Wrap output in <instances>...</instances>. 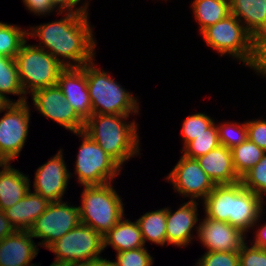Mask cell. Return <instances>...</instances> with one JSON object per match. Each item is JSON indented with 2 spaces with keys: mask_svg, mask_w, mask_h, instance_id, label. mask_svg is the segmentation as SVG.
<instances>
[{
  "mask_svg": "<svg viewBox=\"0 0 266 266\" xmlns=\"http://www.w3.org/2000/svg\"><path fill=\"white\" fill-rule=\"evenodd\" d=\"M64 14L57 21L30 27L28 37H38L40 43L35 46L46 50L65 68L82 67L92 62L96 54L97 42L88 20L89 14Z\"/></svg>",
  "mask_w": 266,
  "mask_h": 266,
  "instance_id": "obj_1",
  "label": "cell"
},
{
  "mask_svg": "<svg viewBox=\"0 0 266 266\" xmlns=\"http://www.w3.org/2000/svg\"><path fill=\"white\" fill-rule=\"evenodd\" d=\"M206 217L224 221L247 234L260 222L265 201L245 188L242 182L216 185L202 201Z\"/></svg>",
  "mask_w": 266,
  "mask_h": 266,
  "instance_id": "obj_2",
  "label": "cell"
},
{
  "mask_svg": "<svg viewBox=\"0 0 266 266\" xmlns=\"http://www.w3.org/2000/svg\"><path fill=\"white\" fill-rule=\"evenodd\" d=\"M130 115L92 114L84 132L121 167L130 158L140 155L138 124L126 122Z\"/></svg>",
  "mask_w": 266,
  "mask_h": 266,
  "instance_id": "obj_3",
  "label": "cell"
},
{
  "mask_svg": "<svg viewBox=\"0 0 266 266\" xmlns=\"http://www.w3.org/2000/svg\"><path fill=\"white\" fill-rule=\"evenodd\" d=\"M94 62L86 64L87 88L93 114L137 115L140 104L134 94L125 90L107 71L96 67Z\"/></svg>",
  "mask_w": 266,
  "mask_h": 266,
  "instance_id": "obj_4",
  "label": "cell"
},
{
  "mask_svg": "<svg viewBox=\"0 0 266 266\" xmlns=\"http://www.w3.org/2000/svg\"><path fill=\"white\" fill-rule=\"evenodd\" d=\"M201 34L213 51L222 56L231 55L247 67L254 66L257 56L254 37L233 14L207 27Z\"/></svg>",
  "mask_w": 266,
  "mask_h": 266,
  "instance_id": "obj_5",
  "label": "cell"
},
{
  "mask_svg": "<svg viewBox=\"0 0 266 266\" xmlns=\"http://www.w3.org/2000/svg\"><path fill=\"white\" fill-rule=\"evenodd\" d=\"M112 183L84 186L81 194V223L93 228L102 237L125 215L121 196Z\"/></svg>",
  "mask_w": 266,
  "mask_h": 266,
  "instance_id": "obj_6",
  "label": "cell"
},
{
  "mask_svg": "<svg viewBox=\"0 0 266 266\" xmlns=\"http://www.w3.org/2000/svg\"><path fill=\"white\" fill-rule=\"evenodd\" d=\"M27 42L14 58L25 95L57 85L59 74L65 68L46 50Z\"/></svg>",
  "mask_w": 266,
  "mask_h": 266,
  "instance_id": "obj_7",
  "label": "cell"
},
{
  "mask_svg": "<svg viewBox=\"0 0 266 266\" xmlns=\"http://www.w3.org/2000/svg\"><path fill=\"white\" fill-rule=\"evenodd\" d=\"M73 134L82 138L74 168L79 185L101 186L114 181L122 167L84 131Z\"/></svg>",
  "mask_w": 266,
  "mask_h": 266,
  "instance_id": "obj_8",
  "label": "cell"
},
{
  "mask_svg": "<svg viewBox=\"0 0 266 266\" xmlns=\"http://www.w3.org/2000/svg\"><path fill=\"white\" fill-rule=\"evenodd\" d=\"M55 260L65 262L95 261L102 258L103 237L88 225L80 223L48 248Z\"/></svg>",
  "mask_w": 266,
  "mask_h": 266,
  "instance_id": "obj_9",
  "label": "cell"
},
{
  "mask_svg": "<svg viewBox=\"0 0 266 266\" xmlns=\"http://www.w3.org/2000/svg\"><path fill=\"white\" fill-rule=\"evenodd\" d=\"M81 223L79 206L68 202H51L45 212L35 220L29 232L33 238L42 239L38 246L46 249Z\"/></svg>",
  "mask_w": 266,
  "mask_h": 266,
  "instance_id": "obj_10",
  "label": "cell"
},
{
  "mask_svg": "<svg viewBox=\"0 0 266 266\" xmlns=\"http://www.w3.org/2000/svg\"><path fill=\"white\" fill-rule=\"evenodd\" d=\"M27 103H11L0 118V160L7 163L19 157L27 142L31 120Z\"/></svg>",
  "mask_w": 266,
  "mask_h": 266,
  "instance_id": "obj_11",
  "label": "cell"
},
{
  "mask_svg": "<svg viewBox=\"0 0 266 266\" xmlns=\"http://www.w3.org/2000/svg\"><path fill=\"white\" fill-rule=\"evenodd\" d=\"M165 180L173 184L175 192L190 198V201L204 200L216 186L197 159L185 155L180 157Z\"/></svg>",
  "mask_w": 266,
  "mask_h": 266,
  "instance_id": "obj_12",
  "label": "cell"
},
{
  "mask_svg": "<svg viewBox=\"0 0 266 266\" xmlns=\"http://www.w3.org/2000/svg\"><path fill=\"white\" fill-rule=\"evenodd\" d=\"M31 95L32 105L44 117L55 121L71 133L84 130L85 122L65 100L58 85L36 90Z\"/></svg>",
  "mask_w": 266,
  "mask_h": 266,
  "instance_id": "obj_13",
  "label": "cell"
},
{
  "mask_svg": "<svg viewBox=\"0 0 266 266\" xmlns=\"http://www.w3.org/2000/svg\"><path fill=\"white\" fill-rule=\"evenodd\" d=\"M63 149L38 167L34 178V193L41 195L51 202L61 201L64 198L66 188L71 175L63 157Z\"/></svg>",
  "mask_w": 266,
  "mask_h": 266,
  "instance_id": "obj_14",
  "label": "cell"
},
{
  "mask_svg": "<svg viewBox=\"0 0 266 266\" xmlns=\"http://www.w3.org/2000/svg\"><path fill=\"white\" fill-rule=\"evenodd\" d=\"M198 226L197 238L207 252H239L246 234L239 228L224 221H216L205 216Z\"/></svg>",
  "mask_w": 266,
  "mask_h": 266,
  "instance_id": "obj_15",
  "label": "cell"
},
{
  "mask_svg": "<svg viewBox=\"0 0 266 266\" xmlns=\"http://www.w3.org/2000/svg\"><path fill=\"white\" fill-rule=\"evenodd\" d=\"M57 85L65 100L85 122L93 114L87 88L86 64L82 67L64 68L59 74Z\"/></svg>",
  "mask_w": 266,
  "mask_h": 266,
  "instance_id": "obj_16",
  "label": "cell"
},
{
  "mask_svg": "<svg viewBox=\"0 0 266 266\" xmlns=\"http://www.w3.org/2000/svg\"><path fill=\"white\" fill-rule=\"evenodd\" d=\"M182 205V206H181ZM176 211L166 208V239L168 245L187 247L194 239L193 228L198 233V203L197 201L184 202ZM192 233V234H191Z\"/></svg>",
  "mask_w": 266,
  "mask_h": 266,
  "instance_id": "obj_17",
  "label": "cell"
},
{
  "mask_svg": "<svg viewBox=\"0 0 266 266\" xmlns=\"http://www.w3.org/2000/svg\"><path fill=\"white\" fill-rule=\"evenodd\" d=\"M39 248L29 231H15L0 242V266H28Z\"/></svg>",
  "mask_w": 266,
  "mask_h": 266,
  "instance_id": "obj_18",
  "label": "cell"
},
{
  "mask_svg": "<svg viewBox=\"0 0 266 266\" xmlns=\"http://www.w3.org/2000/svg\"><path fill=\"white\" fill-rule=\"evenodd\" d=\"M196 159L215 185H229L241 181L233 165L231 149L223 145Z\"/></svg>",
  "mask_w": 266,
  "mask_h": 266,
  "instance_id": "obj_19",
  "label": "cell"
},
{
  "mask_svg": "<svg viewBox=\"0 0 266 266\" xmlns=\"http://www.w3.org/2000/svg\"><path fill=\"white\" fill-rule=\"evenodd\" d=\"M49 204L48 200L30 189L19 202L4 210V213L16 231H29Z\"/></svg>",
  "mask_w": 266,
  "mask_h": 266,
  "instance_id": "obj_20",
  "label": "cell"
},
{
  "mask_svg": "<svg viewBox=\"0 0 266 266\" xmlns=\"http://www.w3.org/2000/svg\"><path fill=\"white\" fill-rule=\"evenodd\" d=\"M0 170V209L6 210L19 202L30 190V178L5 163Z\"/></svg>",
  "mask_w": 266,
  "mask_h": 266,
  "instance_id": "obj_21",
  "label": "cell"
},
{
  "mask_svg": "<svg viewBox=\"0 0 266 266\" xmlns=\"http://www.w3.org/2000/svg\"><path fill=\"white\" fill-rule=\"evenodd\" d=\"M111 245L116 252L145 247L137 221L125 216L103 236V248Z\"/></svg>",
  "mask_w": 266,
  "mask_h": 266,
  "instance_id": "obj_22",
  "label": "cell"
},
{
  "mask_svg": "<svg viewBox=\"0 0 266 266\" xmlns=\"http://www.w3.org/2000/svg\"><path fill=\"white\" fill-rule=\"evenodd\" d=\"M230 13L255 37L266 23V0H230Z\"/></svg>",
  "mask_w": 266,
  "mask_h": 266,
  "instance_id": "obj_23",
  "label": "cell"
},
{
  "mask_svg": "<svg viewBox=\"0 0 266 266\" xmlns=\"http://www.w3.org/2000/svg\"><path fill=\"white\" fill-rule=\"evenodd\" d=\"M193 15L200 33L230 15V0H193Z\"/></svg>",
  "mask_w": 266,
  "mask_h": 266,
  "instance_id": "obj_24",
  "label": "cell"
},
{
  "mask_svg": "<svg viewBox=\"0 0 266 266\" xmlns=\"http://www.w3.org/2000/svg\"><path fill=\"white\" fill-rule=\"evenodd\" d=\"M144 245L150 241L156 245H167L166 239V207L146 212L137 220Z\"/></svg>",
  "mask_w": 266,
  "mask_h": 266,
  "instance_id": "obj_25",
  "label": "cell"
},
{
  "mask_svg": "<svg viewBox=\"0 0 266 266\" xmlns=\"http://www.w3.org/2000/svg\"><path fill=\"white\" fill-rule=\"evenodd\" d=\"M0 94L7 98L11 103L26 102L28 98L20 84L15 59L3 55H0ZM6 94H13L20 97L15 102V100L13 101V99H9Z\"/></svg>",
  "mask_w": 266,
  "mask_h": 266,
  "instance_id": "obj_26",
  "label": "cell"
},
{
  "mask_svg": "<svg viewBox=\"0 0 266 266\" xmlns=\"http://www.w3.org/2000/svg\"><path fill=\"white\" fill-rule=\"evenodd\" d=\"M231 153L235 171L242 178L266 152L247 138L240 145L233 147Z\"/></svg>",
  "mask_w": 266,
  "mask_h": 266,
  "instance_id": "obj_27",
  "label": "cell"
},
{
  "mask_svg": "<svg viewBox=\"0 0 266 266\" xmlns=\"http://www.w3.org/2000/svg\"><path fill=\"white\" fill-rule=\"evenodd\" d=\"M28 31L18 25L0 21V55L15 58L22 45L27 41Z\"/></svg>",
  "mask_w": 266,
  "mask_h": 266,
  "instance_id": "obj_28",
  "label": "cell"
},
{
  "mask_svg": "<svg viewBox=\"0 0 266 266\" xmlns=\"http://www.w3.org/2000/svg\"><path fill=\"white\" fill-rule=\"evenodd\" d=\"M220 145L217 124L214 123L211 127L205 130V133L200 134L194 140L190 141L182 148L183 155L189 158H198L204 156L212 149Z\"/></svg>",
  "mask_w": 266,
  "mask_h": 266,
  "instance_id": "obj_29",
  "label": "cell"
},
{
  "mask_svg": "<svg viewBox=\"0 0 266 266\" xmlns=\"http://www.w3.org/2000/svg\"><path fill=\"white\" fill-rule=\"evenodd\" d=\"M205 112L196 113L189 115L183 121L181 132L183 148L192 140H194L200 134L205 133L209 127H211L215 122L214 120L204 114Z\"/></svg>",
  "mask_w": 266,
  "mask_h": 266,
  "instance_id": "obj_30",
  "label": "cell"
},
{
  "mask_svg": "<svg viewBox=\"0 0 266 266\" xmlns=\"http://www.w3.org/2000/svg\"><path fill=\"white\" fill-rule=\"evenodd\" d=\"M220 145L232 149L247 139L246 122H221L217 125Z\"/></svg>",
  "mask_w": 266,
  "mask_h": 266,
  "instance_id": "obj_31",
  "label": "cell"
},
{
  "mask_svg": "<svg viewBox=\"0 0 266 266\" xmlns=\"http://www.w3.org/2000/svg\"><path fill=\"white\" fill-rule=\"evenodd\" d=\"M245 188L257 194L264 200L266 195V153L242 178Z\"/></svg>",
  "mask_w": 266,
  "mask_h": 266,
  "instance_id": "obj_32",
  "label": "cell"
},
{
  "mask_svg": "<svg viewBox=\"0 0 266 266\" xmlns=\"http://www.w3.org/2000/svg\"><path fill=\"white\" fill-rule=\"evenodd\" d=\"M154 258L150 255L146 247L117 252V266H152Z\"/></svg>",
  "mask_w": 266,
  "mask_h": 266,
  "instance_id": "obj_33",
  "label": "cell"
},
{
  "mask_svg": "<svg viewBox=\"0 0 266 266\" xmlns=\"http://www.w3.org/2000/svg\"><path fill=\"white\" fill-rule=\"evenodd\" d=\"M194 266H239V252H205Z\"/></svg>",
  "mask_w": 266,
  "mask_h": 266,
  "instance_id": "obj_34",
  "label": "cell"
},
{
  "mask_svg": "<svg viewBox=\"0 0 266 266\" xmlns=\"http://www.w3.org/2000/svg\"><path fill=\"white\" fill-rule=\"evenodd\" d=\"M239 266H266V249L245 242L239 251Z\"/></svg>",
  "mask_w": 266,
  "mask_h": 266,
  "instance_id": "obj_35",
  "label": "cell"
},
{
  "mask_svg": "<svg viewBox=\"0 0 266 266\" xmlns=\"http://www.w3.org/2000/svg\"><path fill=\"white\" fill-rule=\"evenodd\" d=\"M247 138L266 152V120L253 119L246 121Z\"/></svg>",
  "mask_w": 266,
  "mask_h": 266,
  "instance_id": "obj_36",
  "label": "cell"
},
{
  "mask_svg": "<svg viewBox=\"0 0 266 266\" xmlns=\"http://www.w3.org/2000/svg\"><path fill=\"white\" fill-rule=\"evenodd\" d=\"M23 4L25 5L26 9L29 12L34 13L36 16L41 15H49L57 11L51 3V0H22Z\"/></svg>",
  "mask_w": 266,
  "mask_h": 266,
  "instance_id": "obj_37",
  "label": "cell"
},
{
  "mask_svg": "<svg viewBox=\"0 0 266 266\" xmlns=\"http://www.w3.org/2000/svg\"><path fill=\"white\" fill-rule=\"evenodd\" d=\"M52 5L58 11V15H62L65 11L71 13H86L88 12L89 2L86 1L83 5L76 8V4L72 0H51Z\"/></svg>",
  "mask_w": 266,
  "mask_h": 266,
  "instance_id": "obj_38",
  "label": "cell"
},
{
  "mask_svg": "<svg viewBox=\"0 0 266 266\" xmlns=\"http://www.w3.org/2000/svg\"><path fill=\"white\" fill-rule=\"evenodd\" d=\"M15 231L16 230L11 225L10 220L5 216L4 211L0 209V242Z\"/></svg>",
  "mask_w": 266,
  "mask_h": 266,
  "instance_id": "obj_39",
  "label": "cell"
},
{
  "mask_svg": "<svg viewBox=\"0 0 266 266\" xmlns=\"http://www.w3.org/2000/svg\"><path fill=\"white\" fill-rule=\"evenodd\" d=\"M257 223L259 224V222H256L254 224V226H258L256 227V229L258 228V230L256 231L255 230V240L253 242H250L252 243V245L256 246V247H259V248H262V249H266V222L264 225L260 226V229H259V225H257Z\"/></svg>",
  "mask_w": 266,
  "mask_h": 266,
  "instance_id": "obj_40",
  "label": "cell"
},
{
  "mask_svg": "<svg viewBox=\"0 0 266 266\" xmlns=\"http://www.w3.org/2000/svg\"><path fill=\"white\" fill-rule=\"evenodd\" d=\"M251 69L254 70L257 75L266 77V56L261 51L257 52L254 66Z\"/></svg>",
  "mask_w": 266,
  "mask_h": 266,
  "instance_id": "obj_41",
  "label": "cell"
},
{
  "mask_svg": "<svg viewBox=\"0 0 266 266\" xmlns=\"http://www.w3.org/2000/svg\"><path fill=\"white\" fill-rule=\"evenodd\" d=\"M254 45L257 52H260L266 46V23L261 31L254 37Z\"/></svg>",
  "mask_w": 266,
  "mask_h": 266,
  "instance_id": "obj_42",
  "label": "cell"
},
{
  "mask_svg": "<svg viewBox=\"0 0 266 266\" xmlns=\"http://www.w3.org/2000/svg\"><path fill=\"white\" fill-rule=\"evenodd\" d=\"M94 266H117V264L114 261L107 260L102 258L96 259L94 261Z\"/></svg>",
  "mask_w": 266,
  "mask_h": 266,
  "instance_id": "obj_43",
  "label": "cell"
},
{
  "mask_svg": "<svg viewBox=\"0 0 266 266\" xmlns=\"http://www.w3.org/2000/svg\"><path fill=\"white\" fill-rule=\"evenodd\" d=\"M63 266H94V261L65 262Z\"/></svg>",
  "mask_w": 266,
  "mask_h": 266,
  "instance_id": "obj_44",
  "label": "cell"
},
{
  "mask_svg": "<svg viewBox=\"0 0 266 266\" xmlns=\"http://www.w3.org/2000/svg\"><path fill=\"white\" fill-rule=\"evenodd\" d=\"M11 104V102L0 94V113L6 110V108Z\"/></svg>",
  "mask_w": 266,
  "mask_h": 266,
  "instance_id": "obj_45",
  "label": "cell"
},
{
  "mask_svg": "<svg viewBox=\"0 0 266 266\" xmlns=\"http://www.w3.org/2000/svg\"><path fill=\"white\" fill-rule=\"evenodd\" d=\"M50 266H63V262L54 260L53 263L50 264Z\"/></svg>",
  "mask_w": 266,
  "mask_h": 266,
  "instance_id": "obj_46",
  "label": "cell"
},
{
  "mask_svg": "<svg viewBox=\"0 0 266 266\" xmlns=\"http://www.w3.org/2000/svg\"><path fill=\"white\" fill-rule=\"evenodd\" d=\"M261 52L266 56V46L261 50Z\"/></svg>",
  "mask_w": 266,
  "mask_h": 266,
  "instance_id": "obj_47",
  "label": "cell"
},
{
  "mask_svg": "<svg viewBox=\"0 0 266 266\" xmlns=\"http://www.w3.org/2000/svg\"><path fill=\"white\" fill-rule=\"evenodd\" d=\"M77 6L81 0H72ZM83 1V0H82Z\"/></svg>",
  "mask_w": 266,
  "mask_h": 266,
  "instance_id": "obj_48",
  "label": "cell"
},
{
  "mask_svg": "<svg viewBox=\"0 0 266 266\" xmlns=\"http://www.w3.org/2000/svg\"><path fill=\"white\" fill-rule=\"evenodd\" d=\"M5 163V161L0 160V167H2Z\"/></svg>",
  "mask_w": 266,
  "mask_h": 266,
  "instance_id": "obj_49",
  "label": "cell"
}]
</instances>
